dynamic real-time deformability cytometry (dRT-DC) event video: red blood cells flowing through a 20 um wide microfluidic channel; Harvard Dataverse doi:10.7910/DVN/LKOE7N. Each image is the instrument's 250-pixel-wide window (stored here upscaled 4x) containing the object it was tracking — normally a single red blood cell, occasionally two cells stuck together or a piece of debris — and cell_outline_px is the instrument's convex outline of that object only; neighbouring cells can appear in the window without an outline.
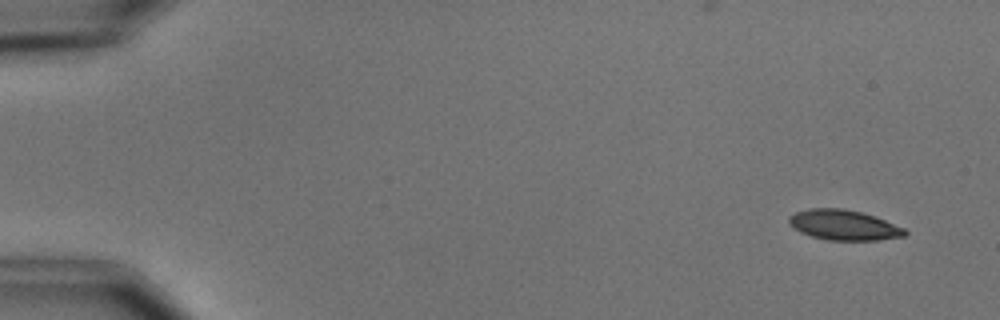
{"species": "common noctule bat (a hibernating species)", "species_latin": "Nyctalus noctula", "temperature_condition": "cold", "stored_images_in_passage": 4, "camera_frame_rate_fps": 3000, "um_per_image_px": 0.085, "animal": {"sex": "male", "body_mass_g": 15.6}, "frame": {"image": 1, "passage_image": 1, "time_ms": 0.0, "image_size_px": [1000, 320], "cell_outline_px": [[908, 232], [904, 236], [876, 240], [828, 240], [812, 236], [800, 232], [788, 224], [788, 216], [796, 212], [812, 208], [844, 208], [876, 216], [904, 228]], "centroid_in_image_um": [71.71, 19.12], "position_along_channel_um": 13.3, "area_um2": 20.4}}
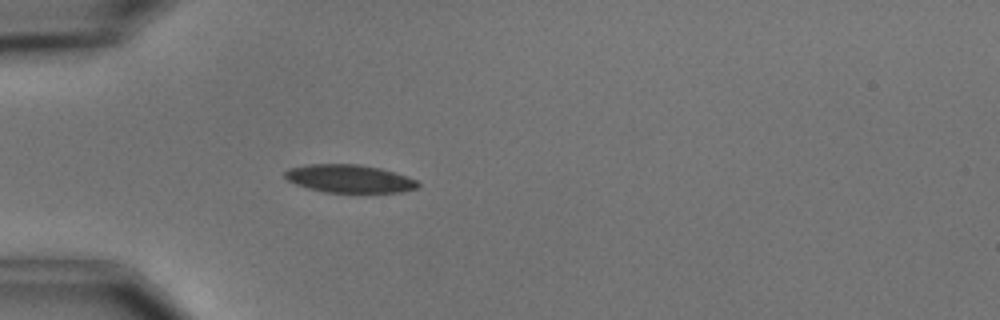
{"frame": {"image": 2, "passage_image": 4, "time_ms": 4.333, "image_size_px": [1000, 320], "cell_outline_px": [[420, 184], [416, 188], [400, 192], [324, 192], [308, 188], [296, 184], [288, 180], [284, 176], [284, 172], [288, 168], [308, 164], [360, 164], [380, 168], [416, 180]], "centroid_in_image_um": [29.64, 15.18], "position_along_channel_um": 55.4, "area_um2": 21.5}}